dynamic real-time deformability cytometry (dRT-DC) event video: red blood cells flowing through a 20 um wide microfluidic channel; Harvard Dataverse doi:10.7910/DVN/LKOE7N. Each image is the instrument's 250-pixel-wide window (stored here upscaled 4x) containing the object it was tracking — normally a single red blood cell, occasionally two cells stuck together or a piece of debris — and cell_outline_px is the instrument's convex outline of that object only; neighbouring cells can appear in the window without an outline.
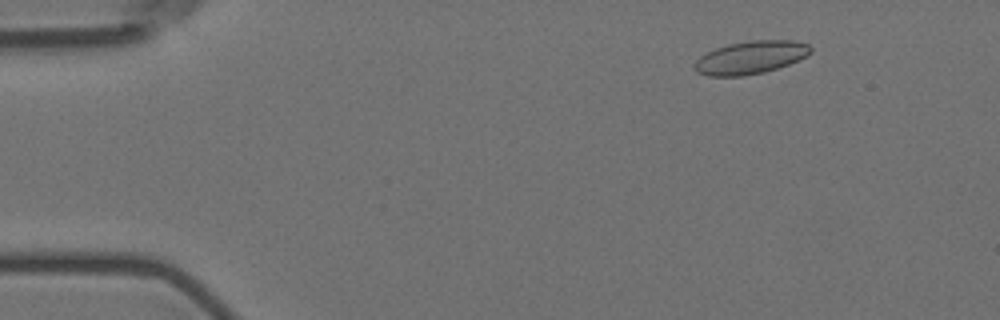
{"species": "Egyptian fruit bat (a non-hibernating species)", "species_latin": "Rousettus aegyptiacus", "temperature_condition": "room temperature", "stored_images_in_passage": 7, "camera_frame_rate_fps": 3000, "um_per_image_px": 0.085, "animal": {"sex": "female"}, "frame": {"image": 1, "passage_image": 3, "time_ms": 2.333, "image_size_px": [1000, 320], "cell_outline_px": [[812, 52], [808, 56], [788, 64], [764, 72], [744, 76], [708, 76], [696, 72], [692, 68], [692, 64], [700, 56], [716, 48], [728, 44], [748, 40], [792, 40], [808, 44], [812, 48]], "centroid_in_image_um": [63.78, 4.88], "position_along_channel_um": 21.2, "area_um2": 22.48}}
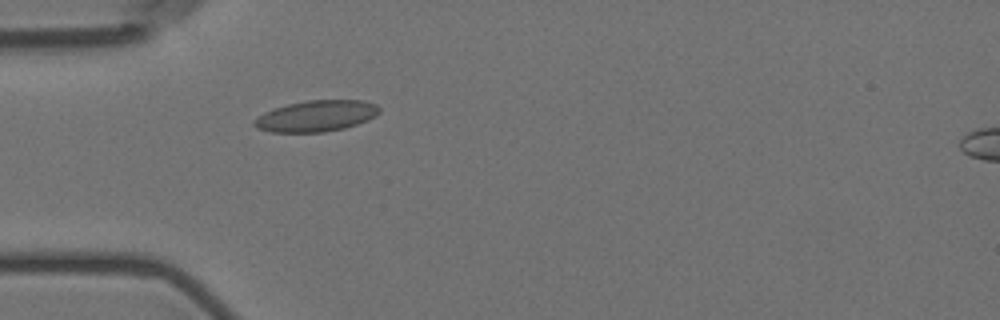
{"frame": {"image": 2, "passage_image": 6, "time_ms": 5.667, "image_size_px": [1000, 320], "cell_outline_px": [[380, 112], [376, 116], [368, 120], [344, 128], [324, 132], [272, 132], [256, 128], [252, 124], [252, 120], [264, 112], [288, 104], [308, 100], [364, 100], [376, 104], [380, 108]], "centroid_in_image_um": [26.88, 9.86], "position_along_channel_um": 58.1, "area_um2": 22.77}}